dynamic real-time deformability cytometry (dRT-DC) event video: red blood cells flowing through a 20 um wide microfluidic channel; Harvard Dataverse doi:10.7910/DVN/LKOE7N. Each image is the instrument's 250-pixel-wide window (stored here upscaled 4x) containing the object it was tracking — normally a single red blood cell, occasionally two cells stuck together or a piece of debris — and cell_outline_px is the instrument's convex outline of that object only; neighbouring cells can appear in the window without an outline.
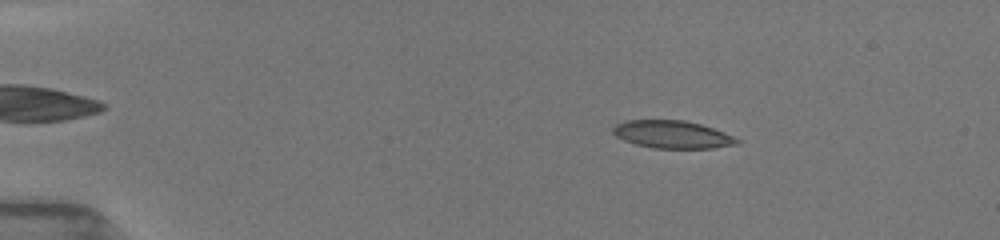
{"species": "common noctule bat (a hibernating species)", "species_latin": "Nyctalus noctula", "temperature_condition": "room temperature", "stored_images_in_passage": 52, "camera_frame_rate_fps": 3000, "um_per_image_px": 0.085, "animal": {"sex": "female", "body_mass_g": 19.5, "forearm_length_mm": 54.1}, "frame": {"image": 1, "passage_image": 9, "time_ms": 2.667, "image_size_px": [1000, 240], "cell_outline_px": [[740, 144], [712, 148], [652, 148], [636, 144], [624, 140], [616, 136], [612, 132], [612, 128], [616, 124], [628, 120], [684, 120], [700, 124], [724, 132], [740, 140]], "centroid_in_image_um": [57.15, 11.43], "position_along_channel_um": 27.9, "area_um2": 19.94}}
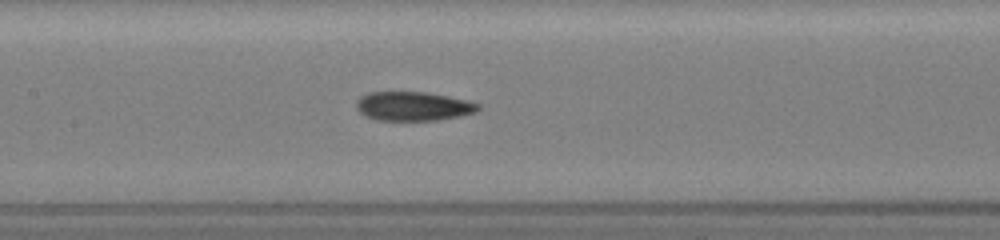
{"frame": {"image": 2, "passage_image": 26, "time_ms": 8.333, "image_size_px": [1000, 240], "cell_outline_px": [[480, 108], [476, 112], [460, 116], [436, 120], [376, 120], [360, 112], [356, 108], [356, 100], [360, 96], [368, 92], [428, 92], [468, 100], [480, 104]], "centroid_in_image_um": [35.13, 9.02], "position_along_channel_um": 172.3, "area_um2": 20.69}}
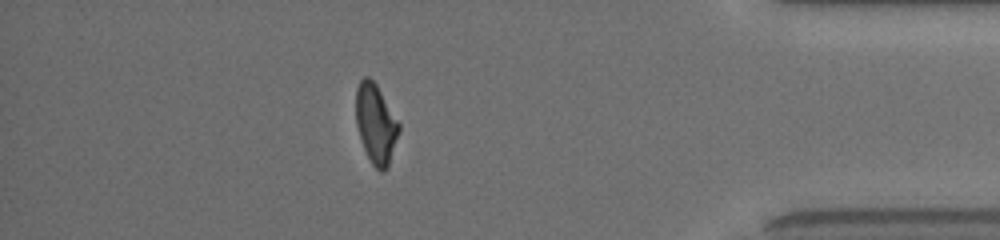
{"frame": {"image": 3, "passage_image": 46, "time_ms": 15.0, "image_size_px": [1000, 240], "cell_outline_px": [[400, 128], [388, 168], [384, 172], [380, 172], [372, 164], [364, 148], [356, 124], [356, 88], [360, 80], [364, 76], [368, 76], [376, 84], [400, 124]], "centroid_in_image_um": [31.94, 10.53], "position_along_channel_um": 403.3, "area_um2": 19.77}, "authors_computed_cell_mechanics": {"area_um2": 20.6924, "velocity_mm_per_s": 3.973, "shape_relaxation_time_tau1_ms": 8.3975, "shape_relaxation_time_tau2_ms": 3.1049, "deformation_change_tau1": 0.2467, "deformation_change_tau2": 0.0954}}